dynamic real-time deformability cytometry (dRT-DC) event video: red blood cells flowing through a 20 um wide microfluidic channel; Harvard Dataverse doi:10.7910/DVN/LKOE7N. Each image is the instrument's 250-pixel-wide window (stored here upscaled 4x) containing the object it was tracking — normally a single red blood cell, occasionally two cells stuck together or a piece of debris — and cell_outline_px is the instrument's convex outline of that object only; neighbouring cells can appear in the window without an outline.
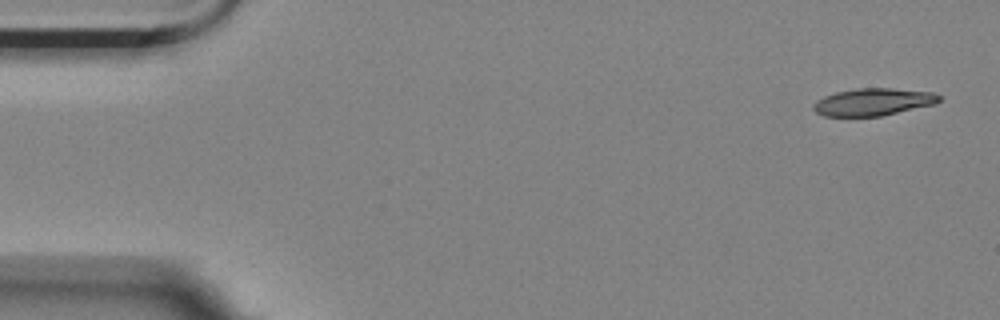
{"species": "Egyptian fruit bat (a non-hibernating species)", "species_latin": "Rousettus aegyptiacus", "temperature_condition": "room temperature", "stored_images_in_passage": 4, "camera_frame_rate_fps": 3000, "um_per_image_px": 0.085, "animal": {"sex": "female"}, "frame": {"image": 1, "passage_image": 1, "time_ms": 0.0, "image_size_px": [1000, 320], "cell_outline_px": [[940, 100], [936, 104], [880, 116], [824, 116], [816, 112], [812, 108], [812, 104], [816, 100], [824, 96], [836, 92], [856, 88], [892, 88], [932, 92], [940, 96]], "centroid_in_image_um": [74.2, 8.66], "position_along_channel_um": 10.8, "area_um2": 20.06}}